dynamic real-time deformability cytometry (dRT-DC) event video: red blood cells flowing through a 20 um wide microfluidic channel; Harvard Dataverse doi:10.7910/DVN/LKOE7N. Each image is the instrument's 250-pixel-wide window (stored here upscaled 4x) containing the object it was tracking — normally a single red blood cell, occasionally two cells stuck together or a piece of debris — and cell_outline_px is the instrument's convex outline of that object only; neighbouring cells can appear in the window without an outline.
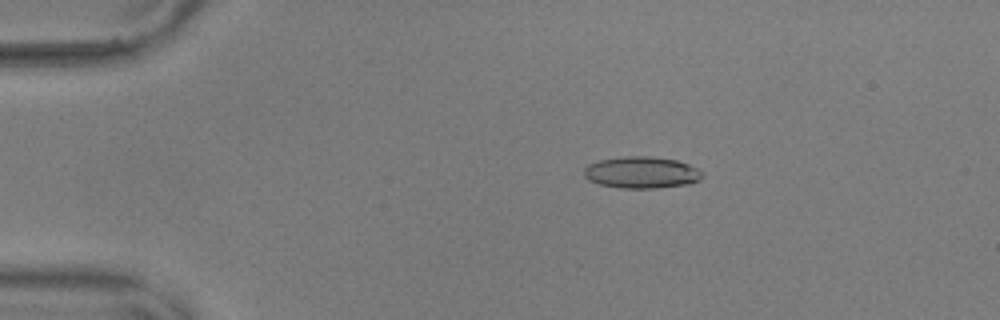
{"species": "common noctule bat (a hibernating species)", "species_latin": "Nyctalus noctula", "temperature_condition": "warm", "stored_images_in_passage": 56, "camera_frame_rate_fps": 3000, "um_per_image_px": 0.085, "animal": {"sex": "male", "body_mass_g": 17.9, "forearm_length_mm": 54.2}, "frame": {"image": 1, "passage_image": 11, "time_ms": 3.333, "image_size_px": [1000, 320], "cell_outline_px": [[704, 176], [700, 180], [692, 184], [656, 188], [620, 188], [600, 184], [588, 180], [584, 176], [584, 168], [588, 164], [600, 160], [624, 156], [652, 156], [676, 160], [688, 164], [704, 172]], "centroid_in_image_um": [54.56, 14.66], "position_along_channel_um": 30.4, "area_um2": 22.08}}
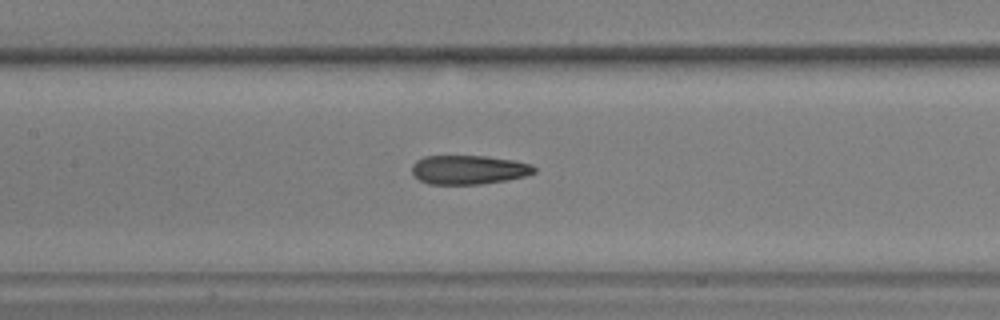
{"frame": {"image": 2, "passage_image": 27, "time_ms": 8.667, "image_size_px": [1000, 320], "cell_outline_px": [[536, 172], [528, 176], [508, 180], [480, 184], [428, 184], [420, 180], [412, 172], [412, 164], [416, 160], [424, 156], [488, 156], [516, 160], [532, 164], [536, 168]], "centroid_in_image_um": [39.89, 14.42], "position_along_channel_um": 167.5, "area_um2": 20.98}}
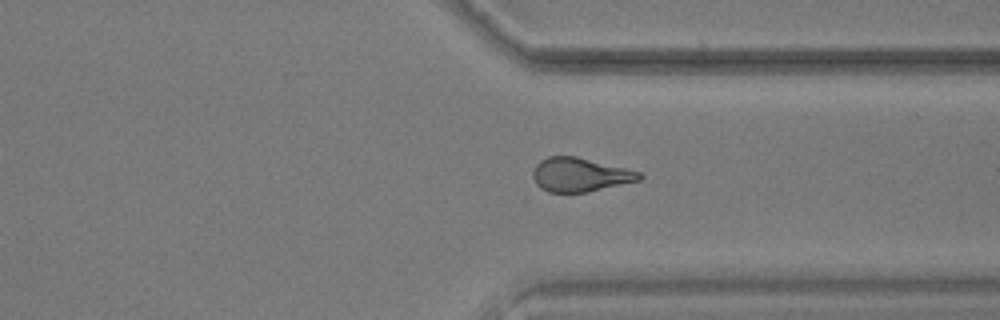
{"frame": {"image": 3, "passage_image": 43, "time_ms": 14.0, "image_size_px": [1000, 320], "cell_outline_px": [[644, 176], [640, 180], [588, 192], [548, 192], [540, 188], [536, 184], [532, 176], [532, 172], [536, 164], [540, 160], [548, 156], [576, 156], [640, 172]], "centroid_in_image_um": [49.27, 14.85], "position_along_channel_um": 362.1, "area_um2": 20.98}, "authors_computed_cell_mechanics": {"area_um2": 21.386, "velocity_mm_per_s": 3.6501, "shape_relaxation_time_tau1_ms": 6.5141, "shape_relaxation_time_tau2_ms": 2.1265, "deformation_change_tau1": 0.2121, "deformation_change_tau2": 0.1189}}